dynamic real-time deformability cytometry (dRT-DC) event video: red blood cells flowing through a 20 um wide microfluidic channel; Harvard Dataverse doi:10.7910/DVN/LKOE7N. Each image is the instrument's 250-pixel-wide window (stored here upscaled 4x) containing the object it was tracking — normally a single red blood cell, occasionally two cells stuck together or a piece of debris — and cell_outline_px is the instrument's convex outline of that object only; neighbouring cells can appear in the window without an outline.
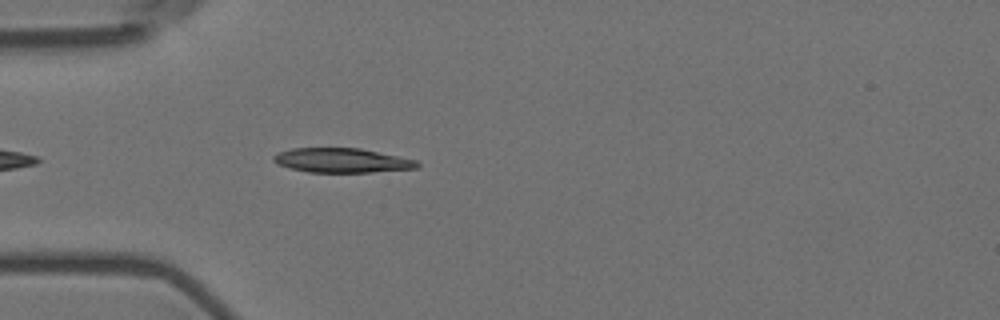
{"species": "Egyptian fruit bat (a non-hibernating species)", "species_latin": "Rousettus aegyptiacus", "temperature_condition": "room temperature", "stored_images_in_passage": 5, "camera_frame_rate_fps": 3000, "um_per_image_px": 0.085, "animal": {"sex": "female"}, "frame": {"image": 1, "passage_image": 5, "time_ms": 1.333, "image_size_px": [1000, 320], "cell_outline_px": [[420, 164], [416, 168], [372, 172], [308, 172], [288, 168], [272, 160], [272, 156], [280, 152], [292, 148], [360, 148], [416, 160]], "centroid_in_image_um": [29.04, 13.63], "position_along_channel_um": 56.0, "area_um2": 20.29}}